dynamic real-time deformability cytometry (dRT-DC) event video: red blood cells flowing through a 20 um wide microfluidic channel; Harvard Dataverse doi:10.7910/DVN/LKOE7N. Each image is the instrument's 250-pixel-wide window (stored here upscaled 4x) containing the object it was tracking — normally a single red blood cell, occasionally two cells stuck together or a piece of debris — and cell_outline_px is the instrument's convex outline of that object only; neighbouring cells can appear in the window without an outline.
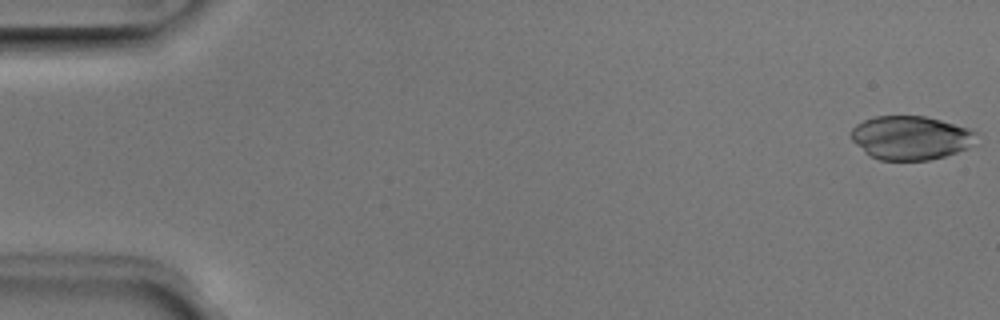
{"species": "Egyptian fruit bat (a non-hibernating species)", "species_latin": "Rousettus aegyptiacus", "temperature_condition": "room temperature", "stored_images_in_passage": 53, "camera_frame_rate_fps": 3000, "um_per_image_px": 0.085, "animal": {"sex": "male"}, "frame": {"image": 1, "passage_image": 1, "time_ms": 0.0, "image_size_px": [1000, 320], "cell_outline_px": [[976, 144], [968, 148], [944, 156], [928, 160], [880, 160], [864, 152], [852, 140], [848, 132], [856, 124], [864, 120], [876, 116], [924, 116], [940, 120], [968, 128], [976, 132]], "centroid_in_image_um": [77.39, 11.71], "position_along_channel_um": 7.6, "area_um2": 32.02}}
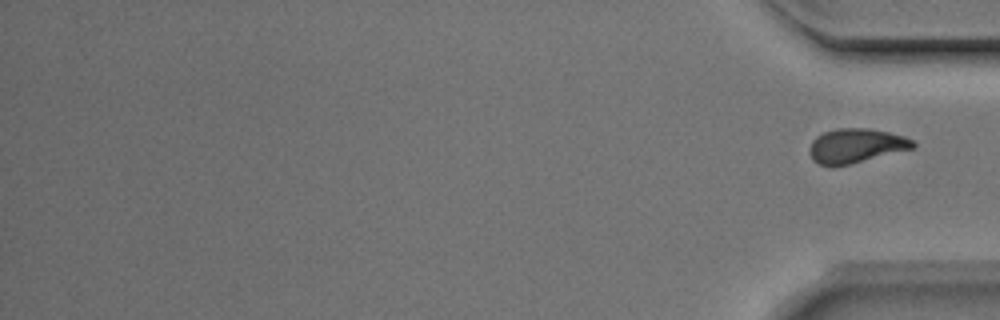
{"frame": {"image": 2, "passage_image": 53, "time_ms": 17.333, "image_size_px": [1000, 320], "cell_outline_px": [[916, 148], [852, 164], [832, 168], [828, 168], [812, 160], [812, 140], [816, 136], [824, 132], [836, 128], [872, 128], [904, 136], [912, 140], [916, 144]], "centroid_in_image_um": [72.79, 12.41], "position_along_channel_um": 362.4, "area_um2": 21.04}}